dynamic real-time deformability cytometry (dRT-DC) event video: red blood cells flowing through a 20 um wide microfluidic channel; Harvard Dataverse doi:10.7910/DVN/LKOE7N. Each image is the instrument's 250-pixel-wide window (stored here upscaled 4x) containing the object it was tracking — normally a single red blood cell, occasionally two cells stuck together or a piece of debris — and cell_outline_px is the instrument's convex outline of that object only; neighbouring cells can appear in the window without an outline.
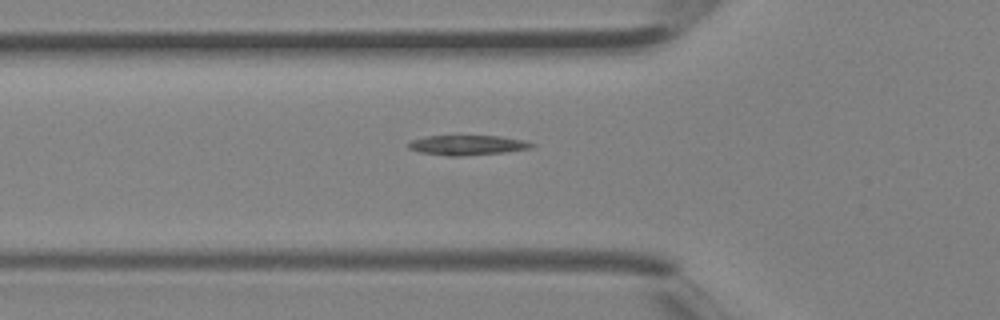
{"species": "Egyptian fruit bat (a non-hibernating species)", "species_latin": "Rousettus aegyptiacus", "temperature_condition": "room temperature", "stored_images_in_passage": 4, "camera_frame_rate_fps": 3000, "um_per_image_px": 0.085, "animal": {"sex": "female"}, "frame": {"image": 1, "passage_image": 4, "time_ms": 1.0, "image_size_px": [1000, 320], "cell_outline_px": [[536, 144], [532, 148], [504, 152], [460, 156], [448, 156], [420, 152], [408, 148], [408, 144], [412, 140], [424, 136], [500, 136], [524, 140]], "centroid_in_image_um": [39.74, 12.33], "position_along_channel_um": 86.1, "area_um2": 14.22}}